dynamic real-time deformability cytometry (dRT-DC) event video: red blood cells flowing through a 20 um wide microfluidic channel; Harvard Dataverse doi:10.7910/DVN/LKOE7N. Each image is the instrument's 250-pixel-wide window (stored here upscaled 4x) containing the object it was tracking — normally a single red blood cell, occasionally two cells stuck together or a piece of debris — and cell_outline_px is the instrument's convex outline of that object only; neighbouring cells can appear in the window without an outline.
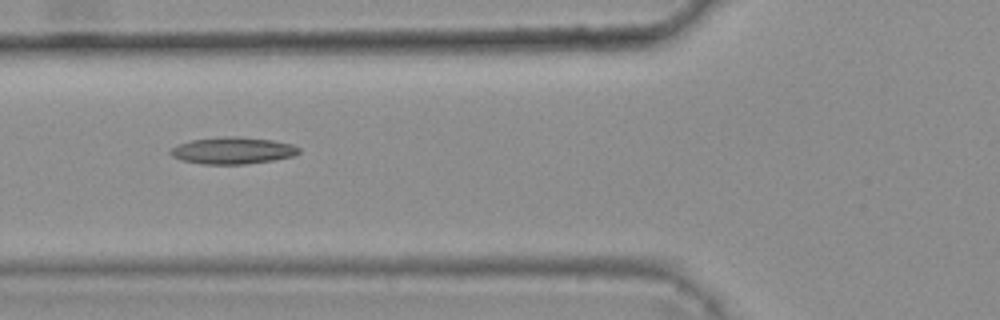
{"species": "common noctule bat (a hibernating species)", "species_latin": "Nyctalus noctula", "temperature_condition": "warm", "stored_images_in_passage": 6, "camera_frame_rate_fps": 3000, "um_per_image_px": 0.085, "animal": {"sex": "female", "body_mass_g": 25.1}, "frame": {"image": 1, "passage_image": 4, "time_ms": 1.0, "image_size_px": [1000, 320], "cell_outline_px": [[300, 152], [292, 156], [272, 160], [244, 164], [204, 164], [180, 160], [172, 156], [168, 152], [176, 144], [192, 140], [228, 136], [236, 136], [272, 140], [292, 144], [300, 148]], "centroid_in_image_um": [19.75, 12.79], "position_along_channel_um": 106.1, "area_um2": 20.0}}
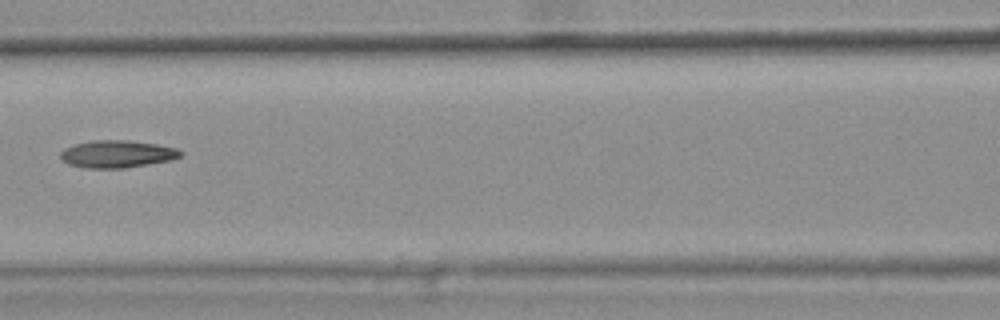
{"frame": {"image": 2, "passage_image": 5, "time_ms": 1.333, "image_size_px": [1000, 320], "cell_outline_px": [[184, 152], [180, 156], [168, 160], [148, 164], [124, 168], [84, 168], [68, 164], [60, 156], [60, 152], [64, 148], [76, 144], [92, 140], [128, 140], [156, 144], [176, 148]], "centroid_in_image_um": [9.93, 13.09], "position_along_channel_um": 156.7, "area_um2": 19.02}}